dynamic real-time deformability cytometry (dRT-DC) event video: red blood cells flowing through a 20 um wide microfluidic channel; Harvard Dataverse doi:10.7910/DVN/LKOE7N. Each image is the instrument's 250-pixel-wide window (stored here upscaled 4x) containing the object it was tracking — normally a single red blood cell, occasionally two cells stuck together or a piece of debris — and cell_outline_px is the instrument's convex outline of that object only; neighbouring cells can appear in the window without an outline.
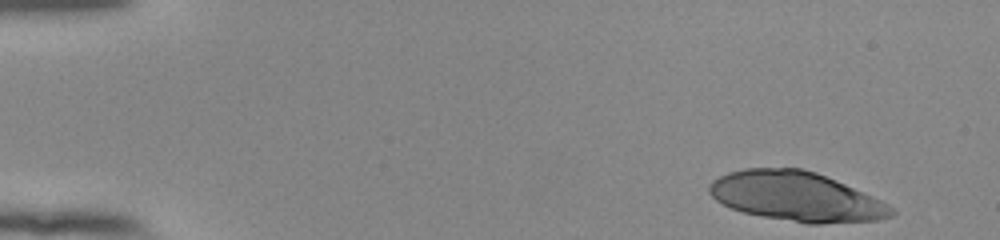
{"species": "human", "species_latin": "Homo sapiens", "temperature_condition": "room temperature", "stored_images_in_passage": 49, "camera_frame_rate_fps": 3000, "um_per_image_px": 0.085, "donor": {"sex": "female"}, "frame": {"image": 1, "passage_image": 1, "time_ms": 0.0, "image_size_px": [1000, 240], "cell_outline_px": [[896, 212], [892, 216], [880, 220], [820, 224], [808, 224], [764, 216], [744, 212], [732, 208], [716, 200], [708, 192], [708, 184], [712, 180], [728, 172], [744, 168], [804, 168], [816, 172], [844, 184], [880, 200], [888, 204]], "centroid_in_image_um": [67.67, 16.7], "position_along_channel_um": 17.3, "area_um2": 52.25}}